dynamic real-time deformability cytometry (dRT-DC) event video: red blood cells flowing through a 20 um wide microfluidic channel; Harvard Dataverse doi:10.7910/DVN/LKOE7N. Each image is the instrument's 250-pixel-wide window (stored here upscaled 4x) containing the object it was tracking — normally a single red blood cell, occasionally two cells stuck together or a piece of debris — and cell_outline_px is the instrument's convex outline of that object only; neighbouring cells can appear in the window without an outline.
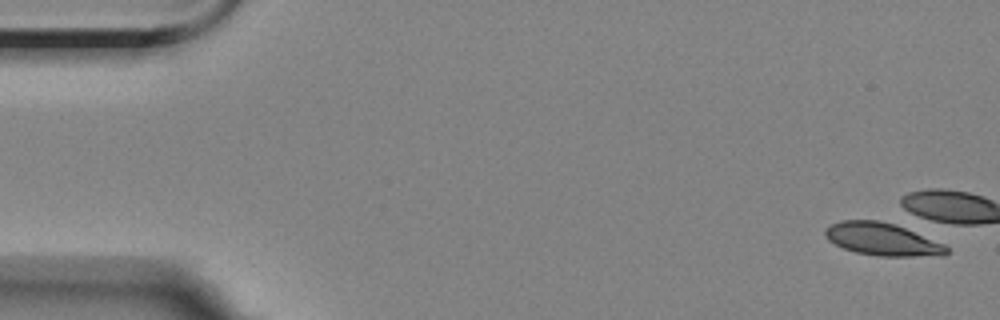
{"species": "Egyptian fruit bat (a non-hibernating species)", "species_latin": "Rousettus aegyptiacus", "temperature_condition": "room temperature", "stored_images_in_passage": 5, "camera_frame_rate_fps": 3000, "um_per_image_px": 0.085, "animal": {"sex": "female"}, "frame": {"image": 1, "passage_image": 1, "time_ms": 0.0, "image_size_px": [1000, 320], "cell_outline_px": [[948, 252], [944, 256], [880, 256], [856, 252], [844, 248], [828, 240], [824, 232], [832, 224], [840, 220], [880, 220], [896, 224], [944, 244], [948, 248]], "centroid_in_image_um": [75.02, 20.33], "position_along_channel_um": 10.0, "area_um2": 22.95}}
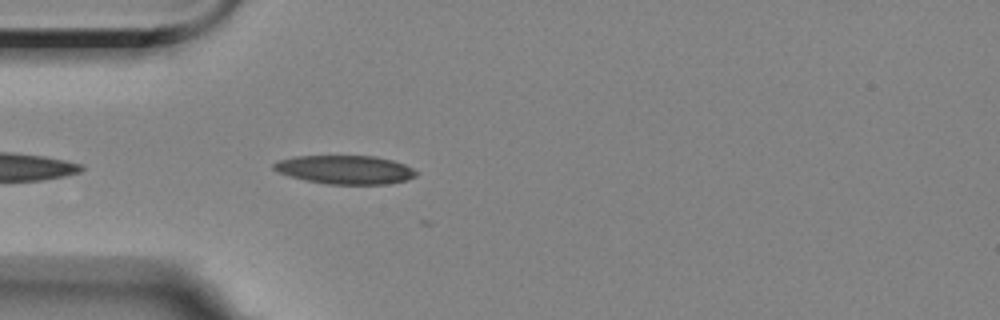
{"frame": {"image": 2, "passage_image": 5, "time_ms": 5.667, "image_size_px": [1000, 320], "cell_outline_px": [[420, 172], [416, 176], [408, 180], [388, 184], [328, 184], [288, 176], [276, 172], [272, 168], [272, 164], [280, 160], [292, 156], [376, 156], [392, 160], [404, 164]], "centroid_in_image_um": [29.35, 14.42], "position_along_channel_um": 55.7, "area_um2": 23.93}}